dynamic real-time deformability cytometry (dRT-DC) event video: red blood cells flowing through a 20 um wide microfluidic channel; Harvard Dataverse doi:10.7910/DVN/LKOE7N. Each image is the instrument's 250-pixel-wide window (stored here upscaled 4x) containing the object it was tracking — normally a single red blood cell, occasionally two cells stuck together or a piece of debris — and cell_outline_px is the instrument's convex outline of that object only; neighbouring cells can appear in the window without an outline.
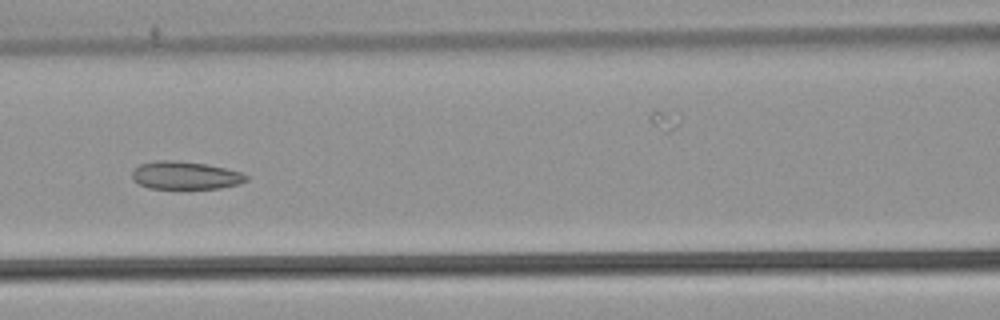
{"species": "common noctule bat (a hibernating species)", "species_latin": "Nyctalus noctula", "temperature_condition": "warm", "stored_images_in_passage": 55, "camera_frame_rate_fps": 3000, "um_per_image_px": 0.085, "animal": {"sex": "male", "body_mass_g": 21.5, "forearm_length_mm": 52.0}, "frame": {"image": 1, "passage_image": 25, "time_ms": 8.0, "image_size_px": [1000, 320], "cell_outline_px": [[248, 180], [240, 184], [220, 188], [148, 188], [140, 184], [132, 176], [132, 172], [140, 164], [156, 160], [172, 160], [208, 164], [240, 172], [248, 176]], "centroid_in_image_um": [15.78, 14.9], "position_along_channel_um": 150.8, "area_um2": 18.38}}
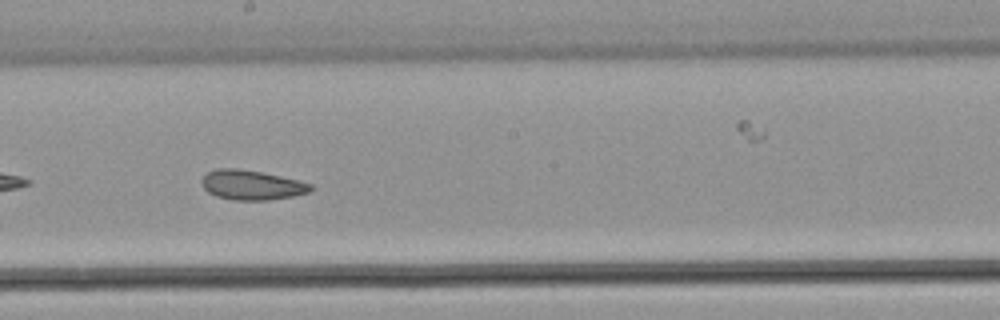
{"frame": {"image": 2, "passage_image": 31, "time_ms": 10.0, "image_size_px": [1000, 320], "cell_outline_px": [[316, 188], [308, 192], [292, 196], [268, 200], [232, 200], [216, 196], [208, 192], [204, 188], [200, 180], [208, 172], [216, 168], [236, 168], [260, 172], [280, 176], [312, 184]], "centroid_in_image_um": [21.38, 15.73], "position_along_channel_um": 226.8, "area_um2": 18.79}}
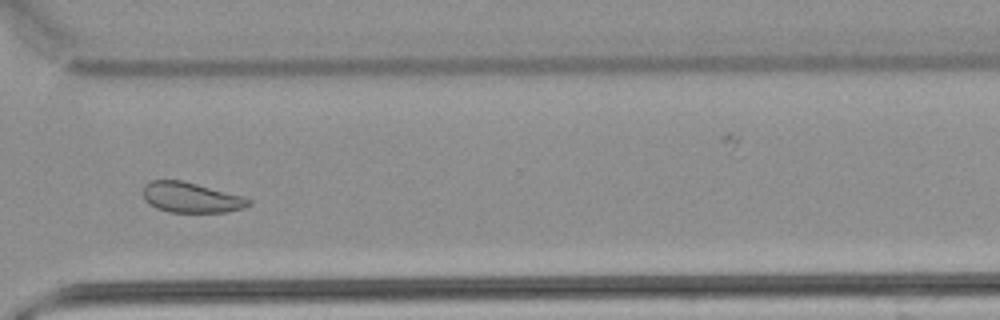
{"frame": {"image": 3, "passage_image": 41, "time_ms": 13.333, "image_size_px": [1000, 320], "cell_outline_px": [[252, 204], [244, 208], [228, 212], [168, 212], [156, 208], [144, 200], [144, 184], [152, 180], [180, 180], [244, 196], [252, 200]], "centroid_in_image_um": [16.27, 16.8], "position_along_channel_um": 354.3, "area_um2": 18.67}, "authors_computed_cell_mechanics": {"area_um2": 20.808, "velocity_mm_per_s": 3.8093, "shape_relaxation_time_tau1_ms": null, "shape_relaxation_time_tau2_ms": 2.2502, "deformation_change_tau1": null, "deformation_change_tau2": 0.0865}}